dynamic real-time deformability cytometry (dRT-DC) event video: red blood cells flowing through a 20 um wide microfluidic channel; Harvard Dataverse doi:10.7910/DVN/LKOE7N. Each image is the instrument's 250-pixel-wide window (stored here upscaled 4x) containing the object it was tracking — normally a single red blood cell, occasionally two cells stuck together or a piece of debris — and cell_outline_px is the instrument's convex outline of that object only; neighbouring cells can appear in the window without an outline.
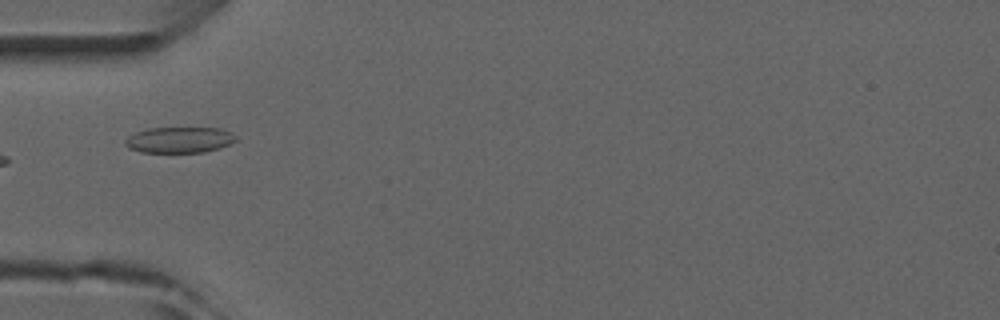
{"species": "common noctule bat (a hibernating species)", "species_latin": "Nyctalus noctula", "temperature_condition": "room temperature", "stored_images_in_passage": 4, "camera_frame_rate_fps": 3000, "um_per_image_px": 0.085, "animal": {"sex": "male", "forearm_length_mm": 52.5}, "frame": {"image": 1, "passage_image": 4, "time_ms": 3.667, "image_size_px": [1000, 320], "cell_outline_px": [[236, 140], [220, 148], [204, 152], [140, 152], [128, 148], [124, 144], [124, 140], [128, 136], [136, 132], [148, 128], [220, 128], [236, 136]], "centroid_in_image_um": [15.2, 11.89], "position_along_channel_um": 69.8, "area_um2": 16.65}}